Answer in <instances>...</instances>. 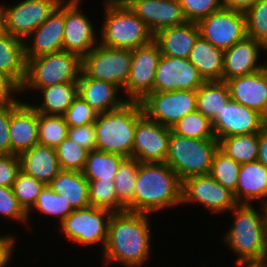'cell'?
<instances>
[{
    "mask_svg": "<svg viewBox=\"0 0 267 267\" xmlns=\"http://www.w3.org/2000/svg\"><path fill=\"white\" fill-rule=\"evenodd\" d=\"M152 218L151 214L127 210L112 213L102 253L103 266L119 263L123 267H145L153 252Z\"/></svg>",
    "mask_w": 267,
    "mask_h": 267,
    "instance_id": "6da1fadb",
    "label": "cell"
},
{
    "mask_svg": "<svg viewBox=\"0 0 267 267\" xmlns=\"http://www.w3.org/2000/svg\"><path fill=\"white\" fill-rule=\"evenodd\" d=\"M252 205L237 204L229 212L234 218L222 241L235 253L236 261L233 262L267 260V206Z\"/></svg>",
    "mask_w": 267,
    "mask_h": 267,
    "instance_id": "7a4b0ae2",
    "label": "cell"
},
{
    "mask_svg": "<svg viewBox=\"0 0 267 267\" xmlns=\"http://www.w3.org/2000/svg\"><path fill=\"white\" fill-rule=\"evenodd\" d=\"M182 202V181L165 163L140 162L134 191V212L153 214Z\"/></svg>",
    "mask_w": 267,
    "mask_h": 267,
    "instance_id": "3957f363",
    "label": "cell"
},
{
    "mask_svg": "<svg viewBox=\"0 0 267 267\" xmlns=\"http://www.w3.org/2000/svg\"><path fill=\"white\" fill-rule=\"evenodd\" d=\"M103 24L99 43L112 48L133 50L154 40V34L122 0H103Z\"/></svg>",
    "mask_w": 267,
    "mask_h": 267,
    "instance_id": "277c9868",
    "label": "cell"
},
{
    "mask_svg": "<svg viewBox=\"0 0 267 267\" xmlns=\"http://www.w3.org/2000/svg\"><path fill=\"white\" fill-rule=\"evenodd\" d=\"M142 114L140 102L130 101L116 110L98 113L94 123L96 149L133 157L136 122Z\"/></svg>",
    "mask_w": 267,
    "mask_h": 267,
    "instance_id": "5b68a950",
    "label": "cell"
},
{
    "mask_svg": "<svg viewBox=\"0 0 267 267\" xmlns=\"http://www.w3.org/2000/svg\"><path fill=\"white\" fill-rule=\"evenodd\" d=\"M81 67L82 58L67 51L26 59V76L20 94L31 91L33 94L40 88L58 83H77Z\"/></svg>",
    "mask_w": 267,
    "mask_h": 267,
    "instance_id": "8992f818",
    "label": "cell"
},
{
    "mask_svg": "<svg viewBox=\"0 0 267 267\" xmlns=\"http://www.w3.org/2000/svg\"><path fill=\"white\" fill-rule=\"evenodd\" d=\"M218 148L219 141L216 138L193 139L171 131L165 163L181 181L192 176L209 175Z\"/></svg>",
    "mask_w": 267,
    "mask_h": 267,
    "instance_id": "52a82bcc",
    "label": "cell"
},
{
    "mask_svg": "<svg viewBox=\"0 0 267 267\" xmlns=\"http://www.w3.org/2000/svg\"><path fill=\"white\" fill-rule=\"evenodd\" d=\"M112 212L93 206L77 209L65 218L57 229L73 244L80 246L102 245L107 242L108 222Z\"/></svg>",
    "mask_w": 267,
    "mask_h": 267,
    "instance_id": "ba28073f",
    "label": "cell"
},
{
    "mask_svg": "<svg viewBox=\"0 0 267 267\" xmlns=\"http://www.w3.org/2000/svg\"><path fill=\"white\" fill-rule=\"evenodd\" d=\"M132 50L98 43L82 57L81 71L89 78L110 82L124 90L131 68Z\"/></svg>",
    "mask_w": 267,
    "mask_h": 267,
    "instance_id": "9c48e42d",
    "label": "cell"
},
{
    "mask_svg": "<svg viewBox=\"0 0 267 267\" xmlns=\"http://www.w3.org/2000/svg\"><path fill=\"white\" fill-rule=\"evenodd\" d=\"M19 1V2H18ZM2 4L3 30L25 40L59 6L63 0H18Z\"/></svg>",
    "mask_w": 267,
    "mask_h": 267,
    "instance_id": "30bf717a",
    "label": "cell"
},
{
    "mask_svg": "<svg viewBox=\"0 0 267 267\" xmlns=\"http://www.w3.org/2000/svg\"><path fill=\"white\" fill-rule=\"evenodd\" d=\"M140 104L148 118L171 128L197 110L196 90L153 91Z\"/></svg>",
    "mask_w": 267,
    "mask_h": 267,
    "instance_id": "8fae6325",
    "label": "cell"
},
{
    "mask_svg": "<svg viewBox=\"0 0 267 267\" xmlns=\"http://www.w3.org/2000/svg\"><path fill=\"white\" fill-rule=\"evenodd\" d=\"M203 206L212 214L230 212L238 203L234 193L210 175L192 176L182 181V202Z\"/></svg>",
    "mask_w": 267,
    "mask_h": 267,
    "instance_id": "7c38bea8",
    "label": "cell"
},
{
    "mask_svg": "<svg viewBox=\"0 0 267 267\" xmlns=\"http://www.w3.org/2000/svg\"><path fill=\"white\" fill-rule=\"evenodd\" d=\"M162 54L158 44L152 42L132 50L129 77L124 90V99L141 102L153 92L156 69Z\"/></svg>",
    "mask_w": 267,
    "mask_h": 267,
    "instance_id": "4fadbf2b",
    "label": "cell"
},
{
    "mask_svg": "<svg viewBox=\"0 0 267 267\" xmlns=\"http://www.w3.org/2000/svg\"><path fill=\"white\" fill-rule=\"evenodd\" d=\"M200 35L214 47L223 51L243 40L246 35L244 12L222 7L201 19L198 23Z\"/></svg>",
    "mask_w": 267,
    "mask_h": 267,
    "instance_id": "5bb4252c",
    "label": "cell"
},
{
    "mask_svg": "<svg viewBox=\"0 0 267 267\" xmlns=\"http://www.w3.org/2000/svg\"><path fill=\"white\" fill-rule=\"evenodd\" d=\"M81 0H65V24L63 51L75 53L81 58L98 43L99 35L92 18L80 8ZM84 12V13H83Z\"/></svg>",
    "mask_w": 267,
    "mask_h": 267,
    "instance_id": "9a60e30c",
    "label": "cell"
},
{
    "mask_svg": "<svg viewBox=\"0 0 267 267\" xmlns=\"http://www.w3.org/2000/svg\"><path fill=\"white\" fill-rule=\"evenodd\" d=\"M170 134V127L151 120L143 113L136 122L133 157L144 163L165 162Z\"/></svg>",
    "mask_w": 267,
    "mask_h": 267,
    "instance_id": "2e32d148",
    "label": "cell"
},
{
    "mask_svg": "<svg viewBox=\"0 0 267 267\" xmlns=\"http://www.w3.org/2000/svg\"><path fill=\"white\" fill-rule=\"evenodd\" d=\"M211 122L218 141L234 135L260 133L266 127L262 114L231 99Z\"/></svg>",
    "mask_w": 267,
    "mask_h": 267,
    "instance_id": "e0dca14e",
    "label": "cell"
},
{
    "mask_svg": "<svg viewBox=\"0 0 267 267\" xmlns=\"http://www.w3.org/2000/svg\"><path fill=\"white\" fill-rule=\"evenodd\" d=\"M204 82L198 69L188 59L162 55L153 91L197 90Z\"/></svg>",
    "mask_w": 267,
    "mask_h": 267,
    "instance_id": "ac0fdd59",
    "label": "cell"
},
{
    "mask_svg": "<svg viewBox=\"0 0 267 267\" xmlns=\"http://www.w3.org/2000/svg\"><path fill=\"white\" fill-rule=\"evenodd\" d=\"M65 0L25 40V59L63 51Z\"/></svg>",
    "mask_w": 267,
    "mask_h": 267,
    "instance_id": "d6986e66",
    "label": "cell"
},
{
    "mask_svg": "<svg viewBox=\"0 0 267 267\" xmlns=\"http://www.w3.org/2000/svg\"><path fill=\"white\" fill-rule=\"evenodd\" d=\"M153 34L185 23L179 0H122Z\"/></svg>",
    "mask_w": 267,
    "mask_h": 267,
    "instance_id": "ffe728a7",
    "label": "cell"
},
{
    "mask_svg": "<svg viewBox=\"0 0 267 267\" xmlns=\"http://www.w3.org/2000/svg\"><path fill=\"white\" fill-rule=\"evenodd\" d=\"M38 119L39 113L25 101V97L11 104V154L19 156L38 144Z\"/></svg>",
    "mask_w": 267,
    "mask_h": 267,
    "instance_id": "44dd1931",
    "label": "cell"
},
{
    "mask_svg": "<svg viewBox=\"0 0 267 267\" xmlns=\"http://www.w3.org/2000/svg\"><path fill=\"white\" fill-rule=\"evenodd\" d=\"M267 48L253 38L245 37L224 51V67L222 71V81H227L234 77L244 76L263 69L267 63L259 61L262 58L261 52ZM259 61V62H258Z\"/></svg>",
    "mask_w": 267,
    "mask_h": 267,
    "instance_id": "7402d4cb",
    "label": "cell"
},
{
    "mask_svg": "<svg viewBox=\"0 0 267 267\" xmlns=\"http://www.w3.org/2000/svg\"><path fill=\"white\" fill-rule=\"evenodd\" d=\"M231 100L264 114L267 103V65L254 73L226 81Z\"/></svg>",
    "mask_w": 267,
    "mask_h": 267,
    "instance_id": "603a6c76",
    "label": "cell"
},
{
    "mask_svg": "<svg viewBox=\"0 0 267 267\" xmlns=\"http://www.w3.org/2000/svg\"><path fill=\"white\" fill-rule=\"evenodd\" d=\"M78 95L97 113H105L120 108L127 101L119 96L122 92L114 84L87 77L82 71L77 82Z\"/></svg>",
    "mask_w": 267,
    "mask_h": 267,
    "instance_id": "cb8c5ba5",
    "label": "cell"
},
{
    "mask_svg": "<svg viewBox=\"0 0 267 267\" xmlns=\"http://www.w3.org/2000/svg\"><path fill=\"white\" fill-rule=\"evenodd\" d=\"M234 196L238 204L267 206V168L259 161L241 164Z\"/></svg>",
    "mask_w": 267,
    "mask_h": 267,
    "instance_id": "d4e9b609",
    "label": "cell"
},
{
    "mask_svg": "<svg viewBox=\"0 0 267 267\" xmlns=\"http://www.w3.org/2000/svg\"><path fill=\"white\" fill-rule=\"evenodd\" d=\"M199 36L198 24L186 21L155 33L154 41L158 44L162 55L188 59Z\"/></svg>",
    "mask_w": 267,
    "mask_h": 267,
    "instance_id": "484cf974",
    "label": "cell"
},
{
    "mask_svg": "<svg viewBox=\"0 0 267 267\" xmlns=\"http://www.w3.org/2000/svg\"><path fill=\"white\" fill-rule=\"evenodd\" d=\"M20 170L31 175L45 185L61 171L56 149L44 145H34L19 155Z\"/></svg>",
    "mask_w": 267,
    "mask_h": 267,
    "instance_id": "4316f807",
    "label": "cell"
},
{
    "mask_svg": "<svg viewBox=\"0 0 267 267\" xmlns=\"http://www.w3.org/2000/svg\"><path fill=\"white\" fill-rule=\"evenodd\" d=\"M0 73L8 76L19 87L26 76L24 40L6 31L0 33Z\"/></svg>",
    "mask_w": 267,
    "mask_h": 267,
    "instance_id": "83f0119b",
    "label": "cell"
},
{
    "mask_svg": "<svg viewBox=\"0 0 267 267\" xmlns=\"http://www.w3.org/2000/svg\"><path fill=\"white\" fill-rule=\"evenodd\" d=\"M89 181L79 171L61 170L49 186L70 204L73 210L90 206L88 197Z\"/></svg>",
    "mask_w": 267,
    "mask_h": 267,
    "instance_id": "f1b7e54d",
    "label": "cell"
},
{
    "mask_svg": "<svg viewBox=\"0 0 267 267\" xmlns=\"http://www.w3.org/2000/svg\"><path fill=\"white\" fill-rule=\"evenodd\" d=\"M188 60L198 69L205 82L222 81L224 51L214 47L201 35L195 42Z\"/></svg>",
    "mask_w": 267,
    "mask_h": 267,
    "instance_id": "f546056e",
    "label": "cell"
},
{
    "mask_svg": "<svg viewBox=\"0 0 267 267\" xmlns=\"http://www.w3.org/2000/svg\"><path fill=\"white\" fill-rule=\"evenodd\" d=\"M36 92L38 93L37 96H39L40 99L36 103H28L38 113L63 116L74 98L78 95V84L58 83L40 88Z\"/></svg>",
    "mask_w": 267,
    "mask_h": 267,
    "instance_id": "4dcf8cb0",
    "label": "cell"
},
{
    "mask_svg": "<svg viewBox=\"0 0 267 267\" xmlns=\"http://www.w3.org/2000/svg\"><path fill=\"white\" fill-rule=\"evenodd\" d=\"M197 111L212 121L230 101V91L225 81L204 82L197 90Z\"/></svg>",
    "mask_w": 267,
    "mask_h": 267,
    "instance_id": "1f68e13d",
    "label": "cell"
},
{
    "mask_svg": "<svg viewBox=\"0 0 267 267\" xmlns=\"http://www.w3.org/2000/svg\"><path fill=\"white\" fill-rule=\"evenodd\" d=\"M125 158L117 153L92 150L88 153L82 173L87 180H114Z\"/></svg>",
    "mask_w": 267,
    "mask_h": 267,
    "instance_id": "d6a6232c",
    "label": "cell"
},
{
    "mask_svg": "<svg viewBox=\"0 0 267 267\" xmlns=\"http://www.w3.org/2000/svg\"><path fill=\"white\" fill-rule=\"evenodd\" d=\"M219 149L239 164L257 161L259 133L222 138L219 140Z\"/></svg>",
    "mask_w": 267,
    "mask_h": 267,
    "instance_id": "836d02e7",
    "label": "cell"
},
{
    "mask_svg": "<svg viewBox=\"0 0 267 267\" xmlns=\"http://www.w3.org/2000/svg\"><path fill=\"white\" fill-rule=\"evenodd\" d=\"M140 162L134 157H126L114 177L118 200L127 211L134 212V191Z\"/></svg>",
    "mask_w": 267,
    "mask_h": 267,
    "instance_id": "e575fe53",
    "label": "cell"
},
{
    "mask_svg": "<svg viewBox=\"0 0 267 267\" xmlns=\"http://www.w3.org/2000/svg\"><path fill=\"white\" fill-rule=\"evenodd\" d=\"M39 212L43 216L51 218L56 217L58 225L74 210L68 202L61 196V194L55 193L49 185H45L39 193L34 206L27 212L28 213V226L32 225L30 219L33 212ZM36 210V211H35Z\"/></svg>",
    "mask_w": 267,
    "mask_h": 267,
    "instance_id": "d590c367",
    "label": "cell"
},
{
    "mask_svg": "<svg viewBox=\"0 0 267 267\" xmlns=\"http://www.w3.org/2000/svg\"><path fill=\"white\" fill-rule=\"evenodd\" d=\"M90 206L115 212H123L126 207L118 200L114 180H88Z\"/></svg>",
    "mask_w": 267,
    "mask_h": 267,
    "instance_id": "8d00e7d4",
    "label": "cell"
},
{
    "mask_svg": "<svg viewBox=\"0 0 267 267\" xmlns=\"http://www.w3.org/2000/svg\"><path fill=\"white\" fill-rule=\"evenodd\" d=\"M68 128L64 116L39 113L38 144L56 149L67 138Z\"/></svg>",
    "mask_w": 267,
    "mask_h": 267,
    "instance_id": "74e56055",
    "label": "cell"
},
{
    "mask_svg": "<svg viewBox=\"0 0 267 267\" xmlns=\"http://www.w3.org/2000/svg\"><path fill=\"white\" fill-rule=\"evenodd\" d=\"M171 131L193 139L215 138L212 122L197 110L177 121L171 127Z\"/></svg>",
    "mask_w": 267,
    "mask_h": 267,
    "instance_id": "f35d334b",
    "label": "cell"
},
{
    "mask_svg": "<svg viewBox=\"0 0 267 267\" xmlns=\"http://www.w3.org/2000/svg\"><path fill=\"white\" fill-rule=\"evenodd\" d=\"M240 166L241 164L218 148L213 156L209 175L234 193L237 187Z\"/></svg>",
    "mask_w": 267,
    "mask_h": 267,
    "instance_id": "ab89813d",
    "label": "cell"
},
{
    "mask_svg": "<svg viewBox=\"0 0 267 267\" xmlns=\"http://www.w3.org/2000/svg\"><path fill=\"white\" fill-rule=\"evenodd\" d=\"M246 35L267 48V0H259L245 13Z\"/></svg>",
    "mask_w": 267,
    "mask_h": 267,
    "instance_id": "60d3db41",
    "label": "cell"
},
{
    "mask_svg": "<svg viewBox=\"0 0 267 267\" xmlns=\"http://www.w3.org/2000/svg\"><path fill=\"white\" fill-rule=\"evenodd\" d=\"M44 186V183L20 170L12 189L19 204L28 212L34 206Z\"/></svg>",
    "mask_w": 267,
    "mask_h": 267,
    "instance_id": "b9f144b4",
    "label": "cell"
},
{
    "mask_svg": "<svg viewBox=\"0 0 267 267\" xmlns=\"http://www.w3.org/2000/svg\"><path fill=\"white\" fill-rule=\"evenodd\" d=\"M61 170L82 172L89 151L71 141L68 137L56 148Z\"/></svg>",
    "mask_w": 267,
    "mask_h": 267,
    "instance_id": "7bdbcfd3",
    "label": "cell"
},
{
    "mask_svg": "<svg viewBox=\"0 0 267 267\" xmlns=\"http://www.w3.org/2000/svg\"><path fill=\"white\" fill-rule=\"evenodd\" d=\"M0 217L28 227V213L19 204L12 187L0 186Z\"/></svg>",
    "mask_w": 267,
    "mask_h": 267,
    "instance_id": "ee69618b",
    "label": "cell"
},
{
    "mask_svg": "<svg viewBox=\"0 0 267 267\" xmlns=\"http://www.w3.org/2000/svg\"><path fill=\"white\" fill-rule=\"evenodd\" d=\"M179 2L185 19L195 23L223 7L221 0H179Z\"/></svg>",
    "mask_w": 267,
    "mask_h": 267,
    "instance_id": "f6af8a7d",
    "label": "cell"
},
{
    "mask_svg": "<svg viewBox=\"0 0 267 267\" xmlns=\"http://www.w3.org/2000/svg\"><path fill=\"white\" fill-rule=\"evenodd\" d=\"M98 113L77 95L63 115L69 127L93 124Z\"/></svg>",
    "mask_w": 267,
    "mask_h": 267,
    "instance_id": "bcb514c9",
    "label": "cell"
},
{
    "mask_svg": "<svg viewBox=\"0 0 267 267\" xmlns=\"http://www.w3.org/2000/svg\"><path fill=\"white\" fill-rule=\"evenodd\" d=\"M67 137L89 152L96 150V131L93 124L68 128Z\"/></svg>",
    "mask_w": 267,
    "mask_h": 267,
    "instance_id": "7dc6e473",
    "label": "cell"
},
{
    "mask_svg": "<svg viewBox=\"0 0 267 267\" xmlns=\"http://www.w3.org/2000/svg\"><path fill=\"white\" fill-rule=\"evenodd\" d=\"M20 172L18 155L0 154V186L12 187Z\"/></svg>",
    "mask_w": 267,
    "mask_h": 267,
    "instance_id": "c3c4849f",
    "label": "cell"
},
{
    "mask_svg": "<svg viewBox=\"0 0 267 267\" xmlns=\"http://www.w3.org/2000/svg\"><path fill=\"white\" fill-rule=\"evenodd\" d=\"M19 93L20 87L8 76L0 73V107L14 104L23 97Z\"/></svg>",
    "mask_w": 267,
    "mask_h": 267,
    "instance_id": "681fc988",
    "label": "cell"
},
{
    "mask_svg": "<svg viewBox=\"0 0 267 267\" xmlns=\"http://www.w3.org/2000/svg\"><path fill=\"white\" fill-rule=\"evenodd\" d=\"M10 119L11 105L0 107V154H11Z\"/></svg>",
    "mask_w": 267,
    "mask_h": 267,
    "instance_id": "f907efd6",
    "label": "cell"
},
{
    "mask_svg": "<svg viewBox=\"0 0 267 267\" xmlns=\"http://www.w3.org/2000/svg\"><path fill=\"white\" fill-rule=\"evenodd\" d=\"M15 236L10 233L5 234V232L0 234V267H9L13 262L12 258L16 252L14 249L18 240Z\"/></svg>",
    "mask_w": 267,
    "mask_h": 267,
    "instance_id": "816d5d0a",
    "label": "cell"
},
{
    "mask_svg": "<svg viewBox=\"0 0 267 267\" xmlns=\"http://www.w3.org/2000/svg\"><path fill=\"white\" fill-rule=\"evenodd\" d=\"M259 0H221L222 6L235 11L246 12Z\"/></svg>",
    "mask_w": 267,
    "mask_h": 267,
    "instance_id": "f5cc1de1",
    "label": "cell"
},
{
    "mask_svg": "<svg viewBox=\"0 0 267 267\" xmlns=\"http://www.w3.org/2000/svg\"><path fill=\"white\" fill-rule=\"evenodd\" d=\"M257 161L267 168V126L259 133V151Z\"/></svg>",
    "mask_w": 267,
    "mask_h": 267,
    "instance_id": "db71d44e",
    "label": "cell"
},
{
    "mask_svg": "<svg viewBox=\"0 0 267 267\" xmlns=\"http://www.w3.org/2000/svg\"><path fill=\"white\" fill-rule=\"evenodd\" d=\"M237 267H262V261L259 262H236Z\"/></svg>",
    "mask_w": 267,
    "mask_h": 267,
    "instance_id": "11a10c76",
    "label": "cell"
},
{
    "mask_svg": "<svg viewBox=\"0 0 267 267\" xmlns=\"http://www.w3.org/2000/svg\"><path fill=\"white\" fill-rule=\"evenodd\" d=\"M3 31V15H2V9L0 5V33Z\"/></svg>",
    "mask_w": 267,
    "mask_h": 267,
    "instance_id": "9f6ffc18",
    "label": "cell"
},
{
    "mask_svg": "<svg viewBox=\"0 0 267 267\" xmlns=\"http://www.w3.org/2000/svg\"><path fill=\"white\" fill-rule=\"evenodd\" d=\"M262 117H263V120L267 126V103H266L265 111H264V114L262 115Z\"/></svg>",
    "mask_w": 267,
    "mask_h": 267,
    "instance_id": "6f0895ef",
    "label": "cell"
},
{
    "mask_svg": "<svg viewBox=\"0 0 267 267\" xmlns=\"http://www.w3.org/2000/svg\"><path fill=\"white\" fill-rule=\"evenodd\" d=\"M262 267H267V260L262 261Z\"/></svg>",
    "mask_w": 267,
    "mask_h": 267,
    "instance_id": "680465c9",
    "label": "cell"
}]
</instances>
